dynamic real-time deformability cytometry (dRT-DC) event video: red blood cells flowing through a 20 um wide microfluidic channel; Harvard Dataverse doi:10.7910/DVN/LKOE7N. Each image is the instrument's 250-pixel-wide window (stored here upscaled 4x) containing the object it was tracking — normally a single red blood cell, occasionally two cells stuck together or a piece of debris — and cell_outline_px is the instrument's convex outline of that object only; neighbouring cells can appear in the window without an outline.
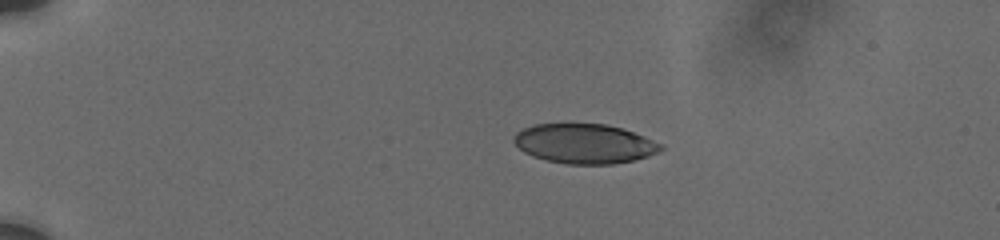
{"species": "human", "species_latin": "Homo sapiens", "temperature_condition": "cold", "stored_images_in_passage": 22, "camera_frame_rate_fps": 3000, "um_per_image_px": 0.085, "donor": {"sex": "male"}, "frame": {"image": 1, "passage_image": 1, "time_ms": 0.0, "image_size_px": [1000, 240], "cell_outline_px": [[664, 148], [660, 152], [648, 156], [632, 160], [612, 164], [568, 164], [548, 160], [532, 156], [524, 152], [512, 140], [512, 136], [516, 132], [524, 128], [536, 124], [608, 124], [624, 128], [664, 144]], "centroid_in_image_um": [49.71, 12.2], "position_along_channel_um": 35.3, "area_um2": 34.04}}
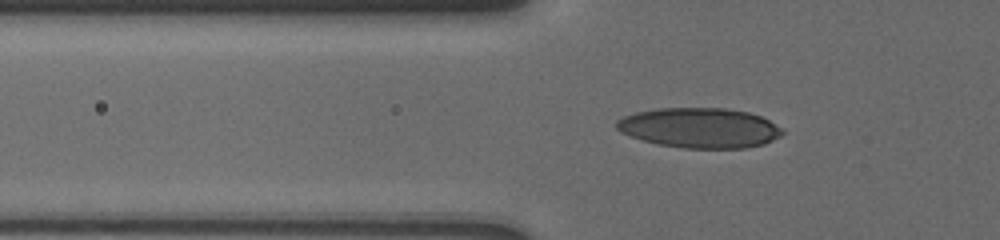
{"frame": {"image": 2, "passage_image": 13, "time_ms": 2.667, "image_size_px": [1000, 240], "cell_outline_px": [[784, 132], [780, 136], [764, 144], [744, 148], [684, 148], [660, 144], [644, 140], [620, 132], [616, 128], [616, 120], [624, 116], [636, 112], [660, 108], [724, 108], [748, 112], [760, 116], [784, 128]], "centroid_in_image_um": [59.49, 10.86], "position_along_channel_um": 66.3, "area_um2": 38.55}}
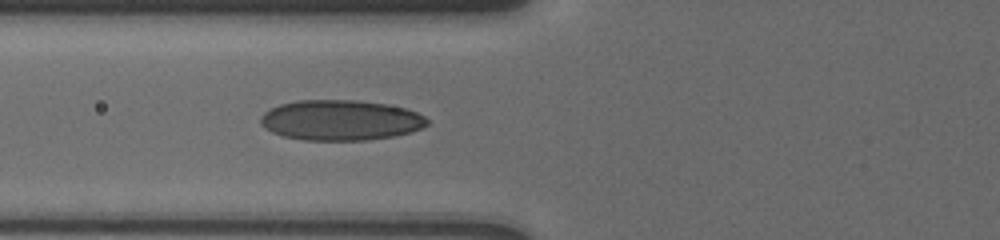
{"frame": {"image": 3, "passage_image": 21, "time_ms": 3.667, "image_size_px": [1000, 240], "cell_outline_px": [[428, 124], [412, 132], [392, 136], [368, 140], [304, 140], [284, 136], [272, 132], [264, 128], [260, 124], [260, 116], [268, 108], [280, 104], [300, 100], [352, 100], [388, 104], [404, 108], [416, 112], [424, 116], [428, 120]], "centroid_in_image_um": [28.91, 10.21], "position_along_channel_um": 96.9, "area_um2": 39.25}}